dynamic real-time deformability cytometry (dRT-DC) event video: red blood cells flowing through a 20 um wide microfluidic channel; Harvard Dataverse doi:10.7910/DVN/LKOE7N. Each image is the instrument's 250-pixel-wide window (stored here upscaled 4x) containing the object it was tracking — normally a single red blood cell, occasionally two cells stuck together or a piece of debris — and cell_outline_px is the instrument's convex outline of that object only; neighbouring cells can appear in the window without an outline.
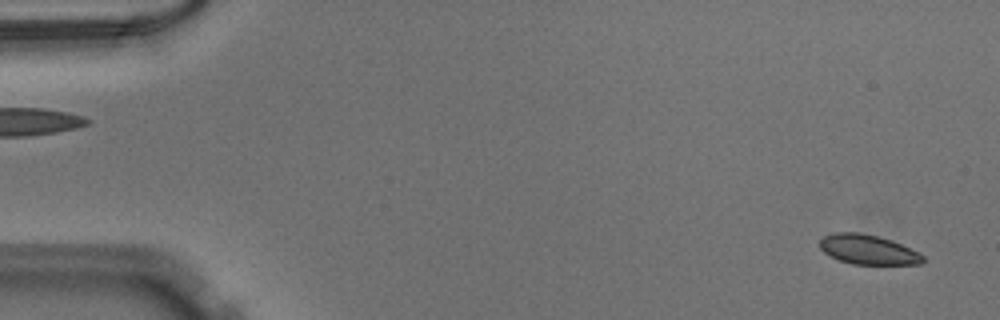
{"species": "Egyptian fruit bat (a non-hibernating species)", "species_latin": "Rousettus aegyptiacus", "temperature_condition": "warm", "stored_images_in_passage": 51, "camera_frame_rate_fps": 3000, "um_per_image_px": 0.085, "animal": {"sex": "male"}, "frame": {"image": 1, "passage_image": 2, "time_ms": 0.333, "image_size_px": [1000, 320], "cell_outline_px": [[924, 260], [920, 264], [852, 264], [840, 260], [824, 252], [820, 248], [820, 240], [824, 236], [836, 232], [860, 232], [892, 240], [920, 252], [924, 256]], "centroid_in_image_um": [73.81, 21.21], "position_along_channel_um": 11.2, "area_um2": 17.74}}
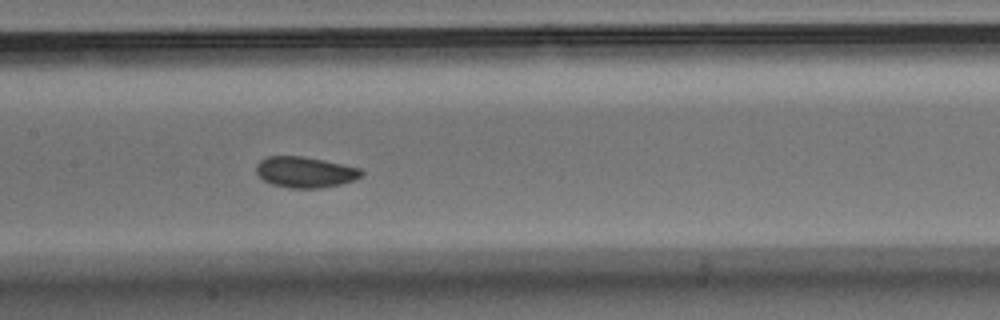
{"frame": {"image": 2, "passage_image": 25, "time_ms": 8.0, "image_size_px": [1000, 320], "cell_outline_px": [[364, 172], [360, 176], [352, 180], [340, 184], [320, 188], [288, 188], [272, 184], [264, 180], [256, 172], [256, 164], [260, 160], [268, 156], [304, 156], [324, 160], [360, 168]], "centroid_in_image_um": [25.91, 14.62], "position_along_channel_um": 181.5, "area_um2": 18.84}}
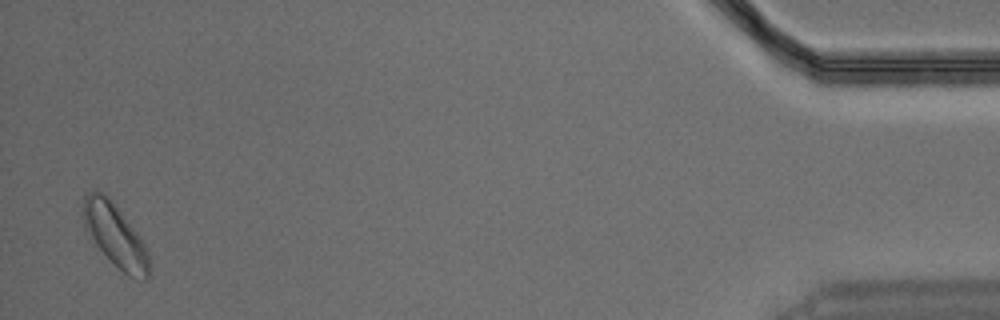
{"frame": {"image": 3, "passage_image": 50, "time_ms": 16.333, "image_size_px": [1000, 320], "cell_outline_px": [[148, 276], [144, 280], [136, 280], [128, 276], [96, 244], [84, 228], [80, 216], [80, 212], [84, 196], [88, 192], [100, 192], [108, 196], [136, 232], [144, 244], [148, 252]], "centroid_in_image_um": [9.73, 19.97], "position_along_channel_um": 425.5, "area_um2": 23.7}}